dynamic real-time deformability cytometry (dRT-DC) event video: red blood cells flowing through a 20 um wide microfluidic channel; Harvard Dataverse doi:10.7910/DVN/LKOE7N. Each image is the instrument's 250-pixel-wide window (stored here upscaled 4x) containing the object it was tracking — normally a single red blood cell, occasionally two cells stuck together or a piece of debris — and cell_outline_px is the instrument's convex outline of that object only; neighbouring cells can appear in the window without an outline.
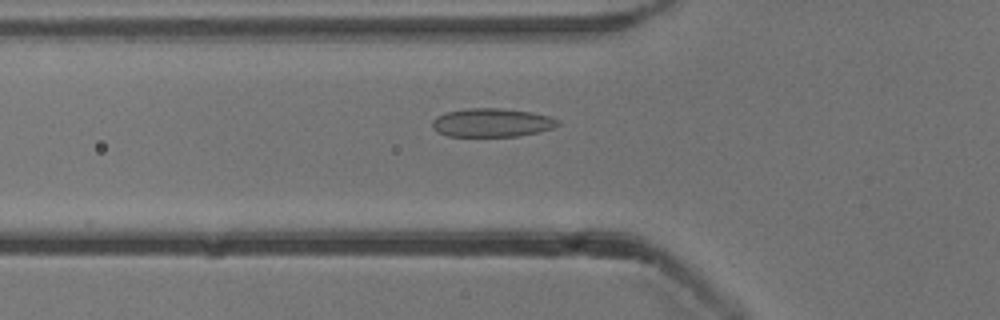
{"species": "common noctule bat (a hibernating species)", "species_latin": "Nyctalus noctula", "temperature_condition": "cold", "stored_images_in_passage": 33, "camera_frame_rate_fps": 3000, "um_per_image_px": 0.085, "animal": {"sex": "male", "body_mass_g": 13.3}, "frame": {"image": 1, "passage_image": 6, "time_ms": 1.667, "image_size_px": [1000, 320], "cell_outline_px": [[560, 124], [552, 128], [520, 136], [448, 136], [432, 128], [432, 120], [436, 116], [444, 112], [468, 108], [500, 108], [532, 112], [552, 116], [560, 120]], "centroid_in_image_um": [41.82, 10.41], "position_along_channel_um": 84.0, "area_um2": 21.04}}
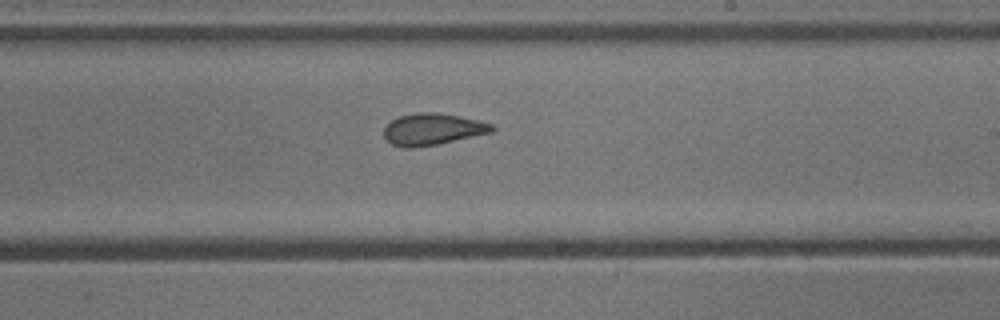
{"frame": {"image": 2, "passage_image": 19, "time_ms": 6.0, "image_size_px": [1000, 320], "cell_outline_px": [[496, 128], [492, 132], [436, 144], [412, 148], [404, 148], [392, 144], [384, 136], [384, 128], [392, 120], [400, 116], [416, 112], [436, 112], [460, 116], [492, 124]], "centroid_in_image_um": [36.76, 10.98], "position_along_channel_um": 252.2, "area_um2": 19.71}}
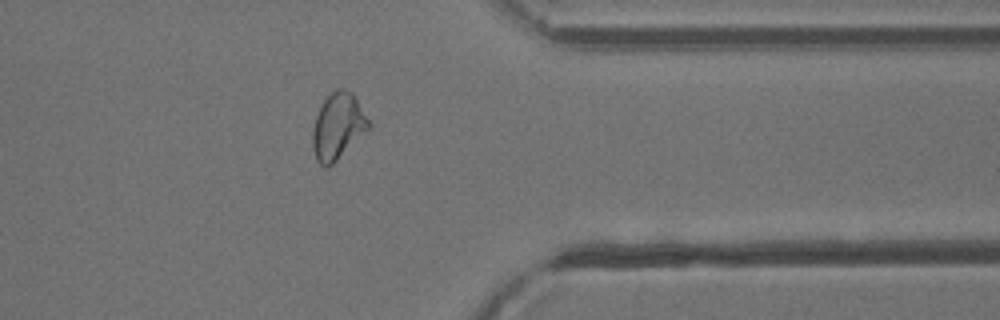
{"frame": {"image": 3, "passage_image": 30, "time_ms": 9.667, "image_size_px": [1000, 320], "cell_outline_px": [[372, 124], [328, 168], [324, 168], [316, 160], [312, 148], [312, 132], [316, 116], [324, 100], [336, 88], [344, 88], [352, 92]], "centroid_in_image_um": [28.69, 10.73], "position_along_channel_um": 382.7, "area_um2": 21.33}, "authors_computed_cell_mechanics": {"area_um2": 19.941, "velocity_mm_per_s": 3.8651, "shape_relaxation_time_tau1_ms": 7.8187, "shape_relaxation_time_tau2_ms": 1.2, "deformation_change_tau1": 0.1587, "deformation_change_tau2": 0.067}}